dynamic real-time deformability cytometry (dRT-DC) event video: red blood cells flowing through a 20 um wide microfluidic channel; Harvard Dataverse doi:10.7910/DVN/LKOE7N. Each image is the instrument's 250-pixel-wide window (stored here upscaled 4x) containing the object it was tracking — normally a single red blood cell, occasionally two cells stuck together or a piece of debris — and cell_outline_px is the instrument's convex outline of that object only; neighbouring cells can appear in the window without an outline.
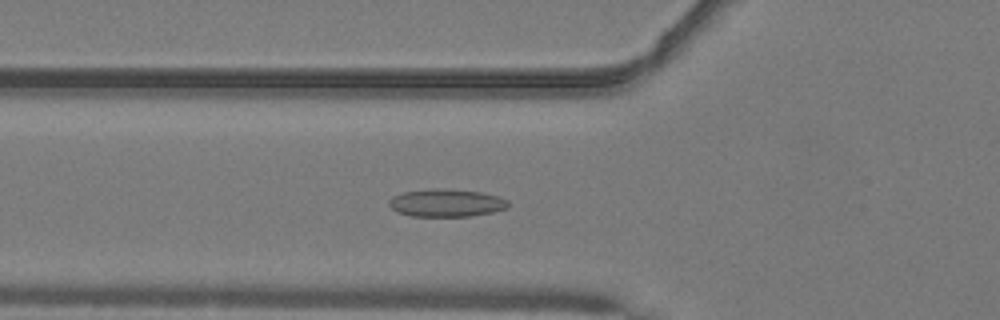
{"species": "common noctule bat (a hibernating species)", "species_latin": "Nyctalus noctula", "temperature_condition": "warm", "stored_images_in_passage": 47, "camera_frame_rate_fps": 3000, "um_per_image_px": 0.085, "animal": {"sex": "male", "body_mass_g": 19.2, "forearm_length_mm": 51.8}, "frame": {"image": 1, "passage_image": 15, "time_ms": 4.667, "image_size_px": [1000, 320], "cell_outline_px": [[512, 204], [508, 208], [492, 212], [472, 216], [412, 216], [396, 212], [388, 204], [388, 200], [392, 196], [404, 192], [480, 192], [500, 196], [508, 200]], "centroid_in_image_um": [38.0, 17.31], "position_along_channel_um": 87.8, "area_um2": 18.26}}
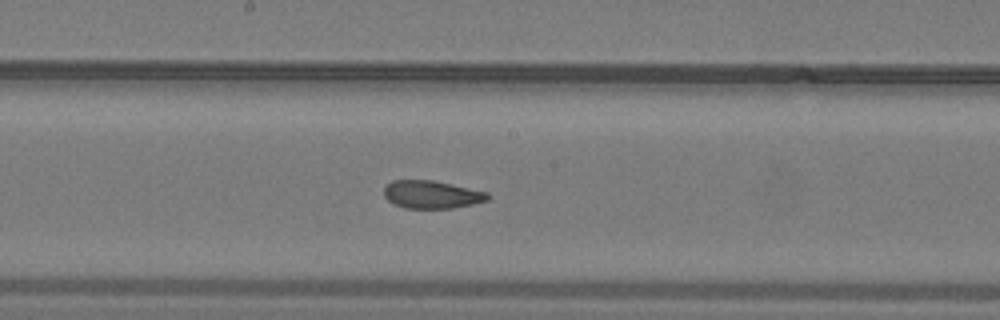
{"frame": {"image": 2, "passage_image": 24, "time_ms": 7.667, "image_size_px": [1000, 320], "cell_outline_px": [[488, 200], [472, 204], [452, 208], [404, 208], [392, 204], [384, 196], [384, 188], [392, 180], [432, 180], [488, 192]], "centroid_in_image_um": [36.66, 16.54], "position_along_channel_um": 211.5, "area_um2": 16.76}}
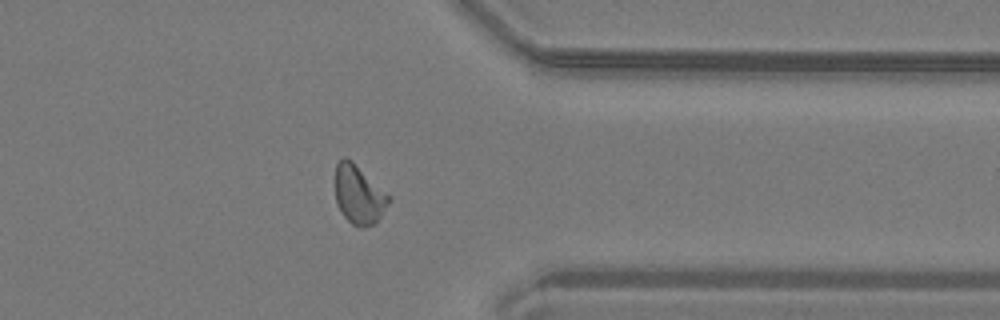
{"frame": {"image": 3, "passage_image": 37, "time_ms": 12.0, "image_size_px": [1000, 320], "cell_outline_px": [[392, 196], [388, 204], [380, 216], [372, 224], [364, 228], [360, 228], [352, 224], [344, 216], [336, 204], [336, 164], [344, 156], [352, 160]], "centroid_in_image_um": [30.51, 16.53], "position_along_channel_um": 380.9, "area_um2": 18.38}, "authors_computed_cell_mechanics": {"area_um2": 18.2648, "velocity_mm_per_s": 4.1, "shape_relaxation_time_tau1_ms": 10.9449, "shape_relaxation_time_tau2_ms": 1.4746, "deformation_change_tau1": 0.2335, "deformation_change_tau2": 0.0837}}